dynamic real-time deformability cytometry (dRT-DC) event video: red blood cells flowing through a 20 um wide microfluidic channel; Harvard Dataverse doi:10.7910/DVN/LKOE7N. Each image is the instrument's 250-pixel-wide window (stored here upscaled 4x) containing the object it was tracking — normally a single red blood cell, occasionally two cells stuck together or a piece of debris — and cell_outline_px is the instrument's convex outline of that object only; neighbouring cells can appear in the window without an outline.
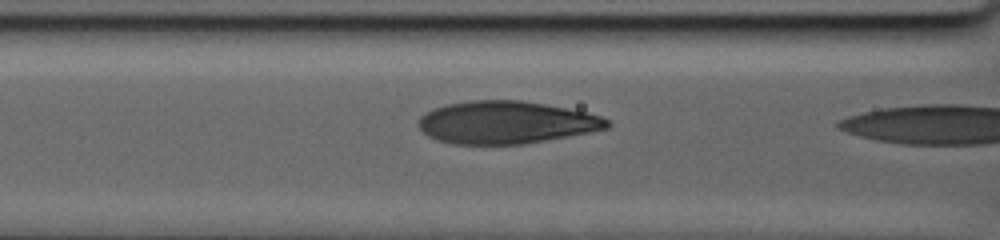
{"species": "human", "species_latin": "Homo sapiens", "temperature_condition": "warm", "stored_images_in_passage": 38, "camera_frame_rate_fps": 3000, "um_per_image_px": 0.085, "donor": {"sex": "male"}, "frame": {"image": 1, "passage_image": 37, "time_ms": 12.0, "image_size_px": [1000, 240], "cell_outline_px": [[612, 124], [608, 128], [588, 132], [524, 144], [456, 144], [436, 140], [428, 136], [416, 124], [416, 120], [420, 116], [432, 108], [448, 104], [472, 100], [520, 100], [544, 104], [588, 112], [600, 116], [608, 120]], "centroid_in_image_um": [42.98, 10.4], "position_along_channel_um": 123.6, "area_um2": 46.76}}